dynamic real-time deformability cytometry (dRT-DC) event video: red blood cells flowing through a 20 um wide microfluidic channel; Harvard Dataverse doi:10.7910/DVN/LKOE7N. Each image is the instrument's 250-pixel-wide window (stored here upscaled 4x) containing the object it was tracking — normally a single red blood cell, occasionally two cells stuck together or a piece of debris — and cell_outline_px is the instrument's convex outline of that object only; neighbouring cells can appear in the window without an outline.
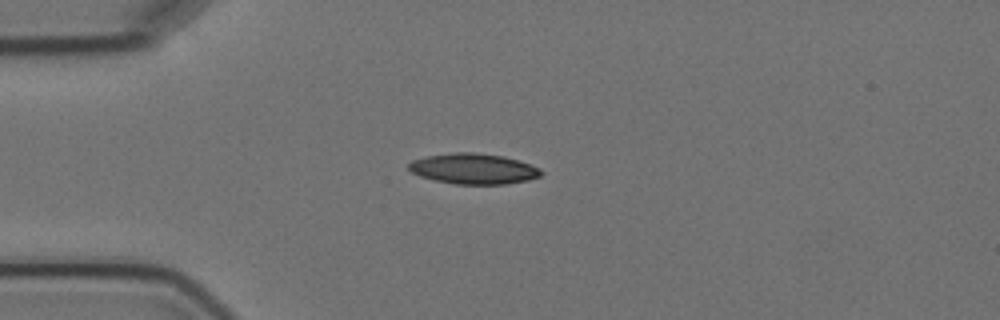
{"species": "Egyptian fruit bat (a non-hibernating species)", "species_latin": "Rousettus aegyptiacus", "temperature_condition": "cold", "stored_images_in_passage": 2, "camera_frame_rate_fps": 3000, "um_per_image_px": 0.085, "animal": {"sex": "female"}, "frame": {"image": 1, "passage_image": 1, "time_ms": 0.0, "image_size_px": [1000, 320], "cell_outline_px": [[544, 172], [540, 176], [528, 180], [508, 184], [456, 184], [436, 180], [420, 176], [412, 172], [408, 168], [408, 164], [412, 160], [428, 156], [456, 152], [472, 152], [504, 156], [540, 168]], "centroid_in_image_um": [40.26, 14.35], "position_along_channel_um": 44.7, "area_um2": 23.41}}